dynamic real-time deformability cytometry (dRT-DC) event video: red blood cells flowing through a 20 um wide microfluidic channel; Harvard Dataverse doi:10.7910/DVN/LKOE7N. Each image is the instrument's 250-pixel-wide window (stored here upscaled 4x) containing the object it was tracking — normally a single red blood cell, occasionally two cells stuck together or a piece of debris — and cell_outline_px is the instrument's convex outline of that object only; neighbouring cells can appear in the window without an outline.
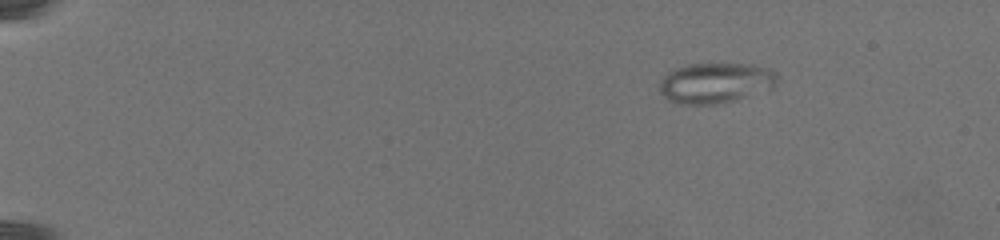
{"species": "common noctule bat (a hibernating species)", "species_latin": "Nyctalus noctula", "temperature_condition": "warm", "stored_images_in_passage": 72, "camera_frame_rate_fps": 3000, "um_per_image_px": 0.085, "animal": {"sex": "female", "body_mass_g": 19.5, "forearm_length_mm": 54.1}, "frame": {"image": 1, "passage_image": 1, "time_ms": 0.0, "image_size_px": [1000, 240], "cell_outline_px": [[776, 84], [772, 88], [736, 100], [716, 104], [680, 104], [668, 100], [660, 92], [660, 80], [668, 72], [676, 68], [688, 64], [752, 64], [768, 68], [776, 72]], "centroid_in_image_um": [60.81, 7.05], "position_along_channel_um": 24.2, "area_um2": 27.69}}
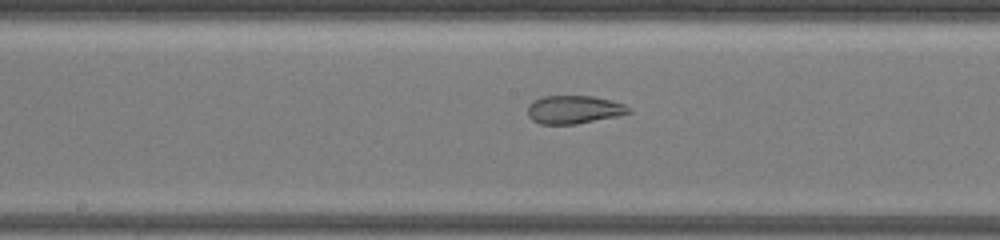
{"frame": {"image": 2, "passage_image": 49, "time_ms": 11.0, "image_size_px": [1000, 240], "cell_outline_px": [[632, 112], [616, 116], [576, 124], [540, 124], [532, 120], [528, 116], [528, 104], [532, 100], [544, 96], [592, 96], [612, 100], [624, 104], [632, 108]], "centroid_in_image_um": [48.78, 9.31], "position_along_channel_um": 199.4, "area_um2": 16.7}}
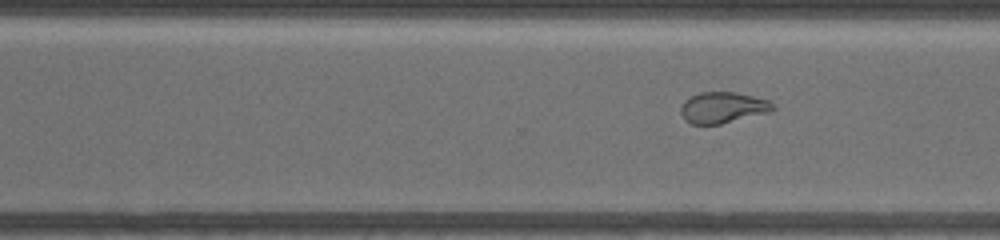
{"frame": {"image": 3, "passage_image": 65, "time_ms": 15.0, "image_size_px": [1000, 240], "cell_outline_px": [[776, 108], [772, 112], [720, 124], [692, 124], [684, 120], [680, 112], [680, 108], [684, 100], [700, 92], [736, 92], [768, 100]], "centroid_in_image_um": [61.44, 9.15], "position_along_channel_um": 309.2, "area_um2": 16.76}}